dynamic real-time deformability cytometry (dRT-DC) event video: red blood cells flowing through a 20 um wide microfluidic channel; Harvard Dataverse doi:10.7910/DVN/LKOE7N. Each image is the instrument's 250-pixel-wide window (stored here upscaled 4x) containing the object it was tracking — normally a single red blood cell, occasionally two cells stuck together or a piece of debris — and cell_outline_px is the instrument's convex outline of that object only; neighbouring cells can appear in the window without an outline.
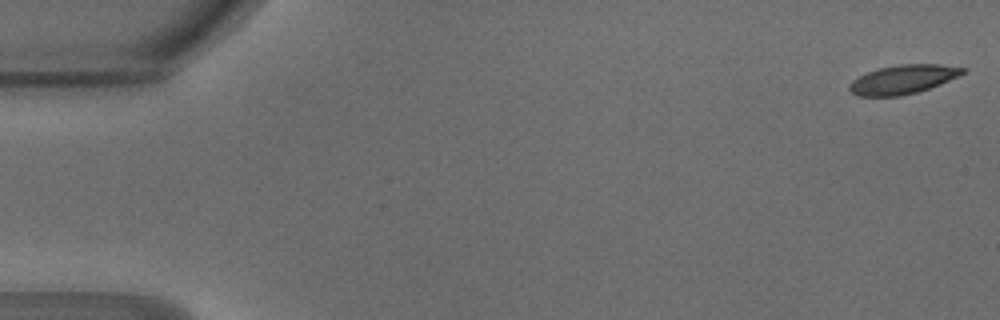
{"species": "common noctule bat (a hibernating species)", "species_latin": "Nyctalus noctula", "temperature_condition": "warm", "stored_images_in_passage": 47, "camera_frame_rate_fps": 3000, "um_per_image_px": 0.085, "animal": {"sex": "male", "body_mass_g": 18.8}, "frame": {"image": 1, "passage_image": 1, "time_ms": 0.0, "image_size_px": [1000, 320], "cell_outline_px": [[964, 72], [960, 76], [940, 84], [916, 92], [900, 96], [856, 96], [848, 88], [848, 84], [852, 80], [868, 72], [880, 68], [900, 64], [940, 64], [964, 68]], "centroid_in_image_um": [76.73, 6.75], "position_along_channel_um": 8.3, "area_um2": 18.96}}
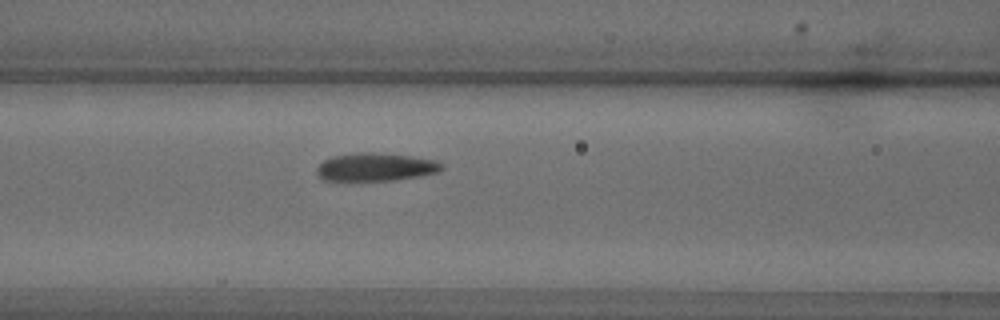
{"frame": {"image": 2, "passage_image": 20, "time_ms": 6.333, "image_size_px": [1000, 320], "cell_outline_px": [[444, 168], [440, 172], [420, 176], [396, 180], [324, 180], [316, 172], [316, 168], [324, 160], [332, 156], [364, 152], [372, 152], [408, 156], [436, 160], [444, 164]], "centroid_in_image_um": [31.97, 14.2], "position_along_channel_um": 134.6, "area_um2": 20.35}}
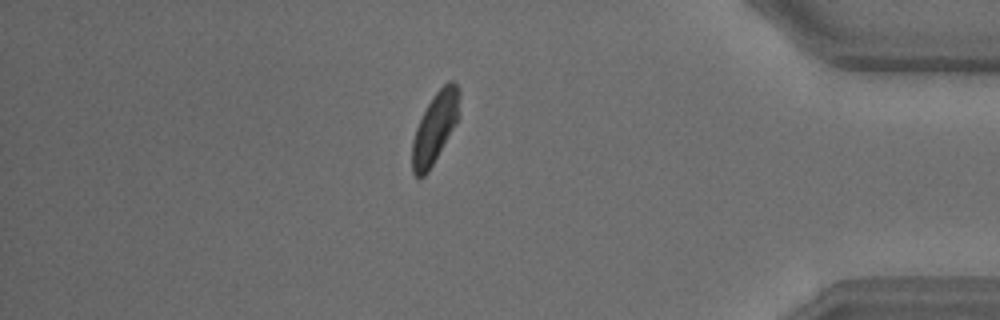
{"frame": {"image": 3, "passage_image": 41, "time_ms": 13.333, "image_size_px": [1000, 320], "cell_outline_px": [[460, 116], [428, 172], [424, 176], [416, 176], [412, 172], [412, 140], [416, 128], [428, 104], [436, 92], [448, 80], [452, 80], [456, 84], [460, 92]], "centroid_in_image_um": [36.99, 10.83], "position_along_channel_um": 398.2, "area_um2": 19.25}, "authors_computed_cell_mechanics": {"area_um2": 20.1722, "velocity_mm_per_s": 4.2424, "shape_relaxation_time_tau1_ms": 3.0292, "shape_relaxation_time_tau2_ms": 1.9091, "deformation_change_tau1": 0.1054, "deformation_change_tau2": 0.0873}}